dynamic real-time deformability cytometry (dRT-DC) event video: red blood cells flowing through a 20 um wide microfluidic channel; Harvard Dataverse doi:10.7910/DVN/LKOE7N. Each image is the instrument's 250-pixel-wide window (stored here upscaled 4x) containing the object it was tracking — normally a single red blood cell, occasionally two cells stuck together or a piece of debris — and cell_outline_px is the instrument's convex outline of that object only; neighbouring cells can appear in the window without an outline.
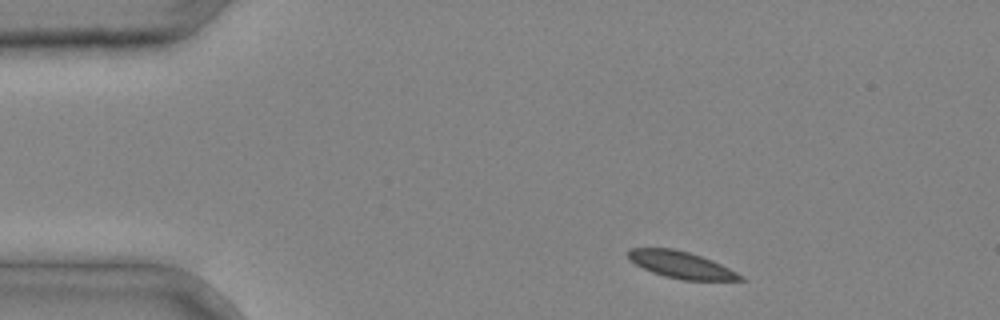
{"species": "common noctule bat (a hibernating species)", "species_latin": "Nyctalus noctula", "temperature_condition": "cold", "stored_images_in_passage": 1, "camera_frame_rate_fps": 3000, "um_per_image_px": 0.085, "animal": {"sex": "male", "body_mass_g": 20.4}, "frame": {"image": 1, "passage_image": 1, "time_ms": 0.0, "image_size_px": [1000, 320], "cell_outline_px": [[748, 280], [684, 280], [664, 276], [652, 272], [628, 260], [628, 248], [672, 248], [688, 252], [712, 260], [744, 276]], "centroid_in_image_um": [57.89, 22.51], "position_along_channel_um": 27.1, "area_um2": 17.4}}